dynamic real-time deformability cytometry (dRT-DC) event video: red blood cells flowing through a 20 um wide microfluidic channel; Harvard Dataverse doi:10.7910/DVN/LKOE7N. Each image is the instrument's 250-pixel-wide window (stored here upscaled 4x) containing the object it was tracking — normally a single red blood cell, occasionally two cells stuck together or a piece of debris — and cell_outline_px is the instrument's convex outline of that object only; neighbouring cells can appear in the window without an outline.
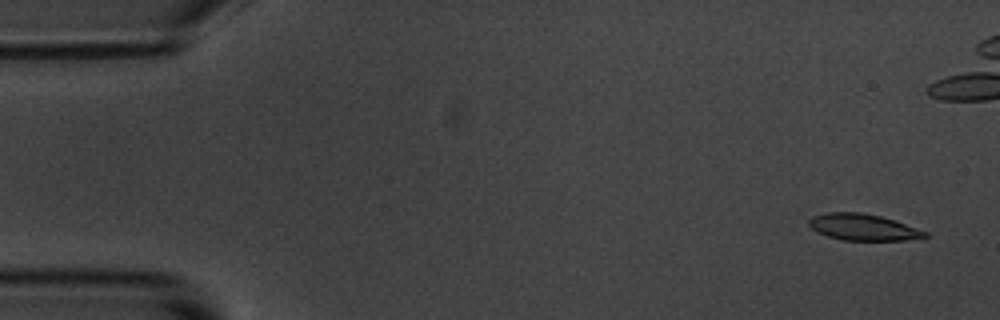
{"species": "common noctule bat (a hibernating species)", "species_latin": "Nyctalus noctula", "temperature_condition": "room temperature", "stored_images_in_passage": 5, "camera_frame_rate_fps": 3000, "um_per_image_px": 0.085, "animal": {"sex": "male", "body_mass_g": 20.1, "forearm_length_mm": 53.5}, "frame": {"image": 1, "passage_image": 1, "time_ms": 0.0, "image_size_px": [1000, 320], "cell_outline_px": [[928, 236], [904, 240], [844, 240], [828, 236], [812, 228], [808, 224], [808, 220], [812, 216], [828, 212], [860, 212], [880, 216], [928, 232]], "centroid_in_image_um": [73.33, 19.3], "position_along_channel_um": 11.7, "area_um2": 17.51}}